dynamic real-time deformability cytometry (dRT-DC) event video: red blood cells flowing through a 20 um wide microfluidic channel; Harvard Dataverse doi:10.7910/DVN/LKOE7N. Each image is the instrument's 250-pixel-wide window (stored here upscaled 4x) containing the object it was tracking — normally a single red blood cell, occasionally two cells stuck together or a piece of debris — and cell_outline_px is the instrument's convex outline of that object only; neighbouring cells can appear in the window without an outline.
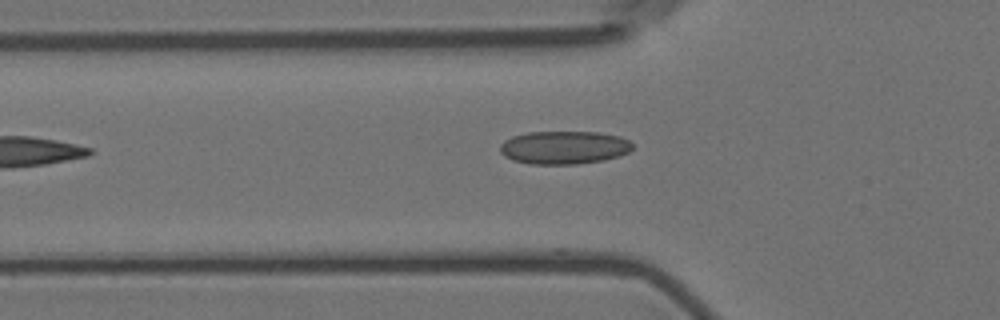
{"species": "Egyptian fruit bat (a non-hibernating species)", "species_latin": "Rousettus aegyptiacus", "temperature_condition": "room temperature", "stored_images_in_passage": 6, "camera_frame_rate_fps": 3000, "um_per_image_px": 0.085, "animal": {"sex": "female"}, "frame": {"image": 1, "passage_image": 5, "time_ms": 5.333, "image_size_px": [1000, 320], "cell_outline_px": [[632, 148], [628, 152], [620, 156], [604, 160], [576, 164], [532, 164], [512, 160], [504, 156], [500, 152], [500, 144], [504, 140], [512, 136], [528, 132], [600, 132], [620, 136], [628, 140], [632, 144]], "centroid_in_image_um": [47.93, 12.53], "position_along_channel_um": 77.9, "area_um2": 25.72}}
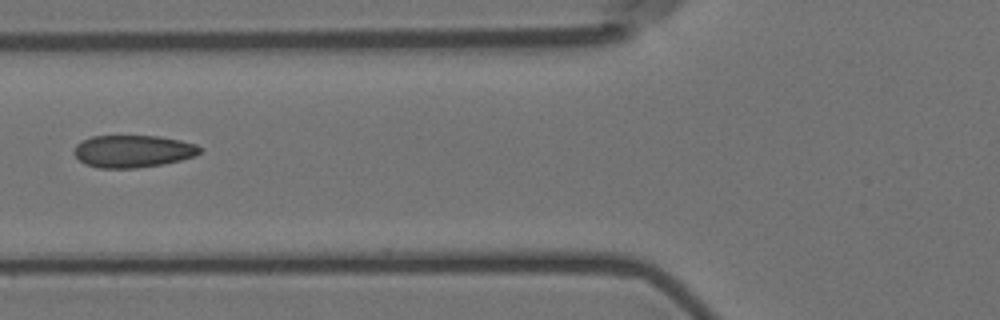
{"frame": {"image": 2, "passage_image": 6, "time_ms": 6.333, "image_size_px": [1000, 320], "cell_outline_px": [[200, 152], [196, 156], [180, 160], [160, 164], [136, 168], [100, 168], [84, 164], [72, 152], [76, 144], [80, 140], [92, 136], [160, 136], [180, 140], [196, 144], [200, 148]], "centroid_in_image_um": [11.26, 12.85], "position_along_channel_um": 114.5, "area_um2": 23.76}}